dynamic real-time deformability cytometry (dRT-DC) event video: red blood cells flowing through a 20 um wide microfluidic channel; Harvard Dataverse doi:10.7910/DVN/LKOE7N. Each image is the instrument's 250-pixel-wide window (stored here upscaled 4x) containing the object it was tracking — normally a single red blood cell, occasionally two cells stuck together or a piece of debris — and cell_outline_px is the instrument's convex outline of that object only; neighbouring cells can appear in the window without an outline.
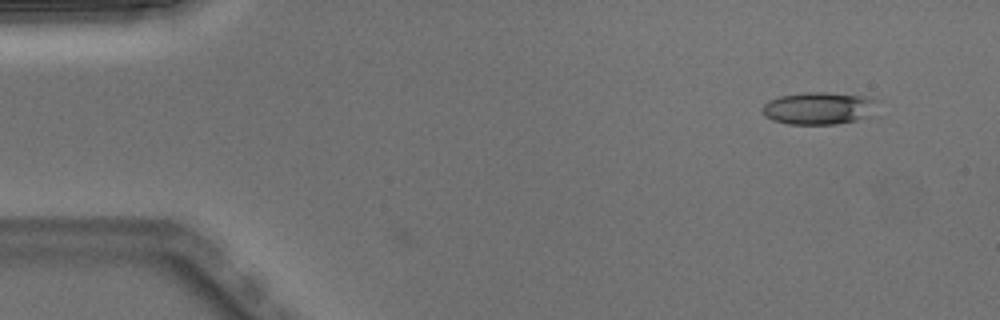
{"species": "Egyptian fruit bat (a non-hibernating species)", "species_latin": "Rousettus aegyptiacus", "temperature_condition": "warm", "stored_images_in_passage": 2, "camera_frame_rate_fps": 3000, "um_per_image_px": 0.085, "animal": {"sex": "male"}, "frame": {"image": 1, "passage_image": 2, "time_ms": 0.333, "image_size_px": [1000, 320], "cell_outline_px": [[880, 100], [872, 112], [868, 116], [856, 120], [836, 124], [788, 124], [772, 120], [764, 116], [764, 104], [768, 100], [780, 96], [804, 92], [824, 92], [872, 96]], "centroid_in_image_um": [69.64, 9.18], "position_along_channel_um": 15.4, "area_um2": 21.91}}